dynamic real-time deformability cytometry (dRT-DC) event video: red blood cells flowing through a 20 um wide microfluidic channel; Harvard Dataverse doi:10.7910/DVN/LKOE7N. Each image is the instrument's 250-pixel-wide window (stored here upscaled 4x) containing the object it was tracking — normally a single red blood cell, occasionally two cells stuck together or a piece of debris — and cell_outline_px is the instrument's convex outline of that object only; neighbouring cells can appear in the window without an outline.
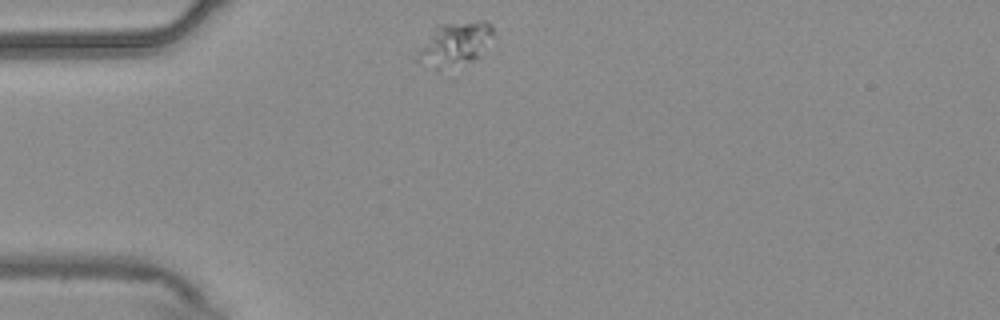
{"species": "common noctule bat (a hibernating species)", "species_latin": "Nyctalus noctula", "temperature_condition": "warm", "stored_images_in_passage": 44, "camera_frame_rate_fps": 3000, "um_per_image_px": 0.085, "animal": {"sex": "male", "body_mass_g": 20.4}, "frame": {"image": 1, "passage_image": 1, "time_ms": 0.0, "image_size_px": [1000, 320], "cell_outline_px": [[492, 32], [476, 60], [440, 72], [416, 60], [416, 48], [436, 24], [480, 20], [484, 20], [492, 24]], "centroid_in_image_um": [38.55, 3.76], "position_along_channel_um": 46.5, "area_um2": 19.88}}
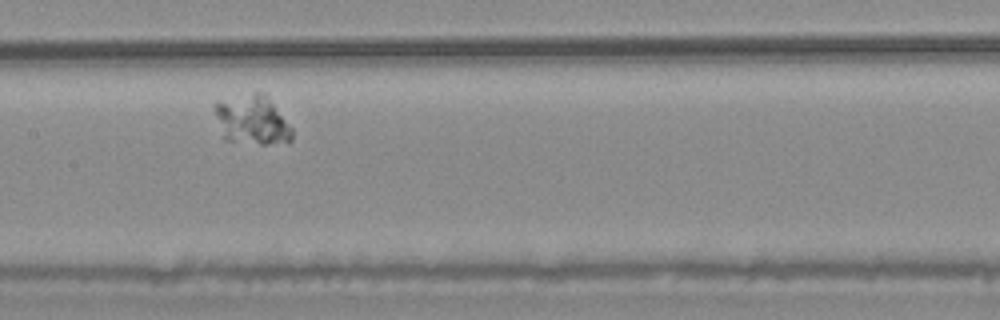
{"frame": {"image": 2, "passage_image": 15, "time_ms": 4.667, "image_size_px": [1000, 320], "cell_outline_px": [[292, 140], [264, 144], [260, 144], [224, 140], [212, 104], [216, 100], [256, 92], [264, 92], [268, 96], [292, 128]], "centroid_in_image_um": [21.39, 10.17], "position_along_channel_um": 186.0, "area_um2": 22.25}}
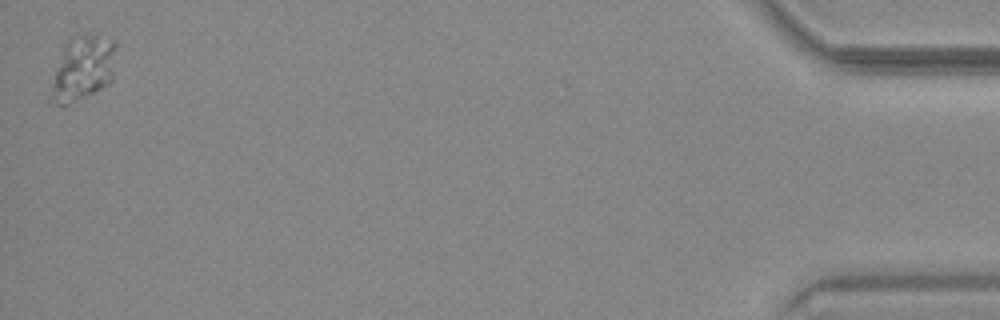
{"frame": {"image": 3, "passage_image": 44, "time_ms": 14.333, "image_size_px": [1000, 320], "cell_outline_px": [[116, 44], [112, 80], [108, 84], [64, 108], [56, 104], [48, 96], [64, 44], [68, 40], [84, 36], [88, 36], [116, 40]], "centroid_in_image_um": [7.02, 5.88], "position_along_channel_um": 428.2, "area_um2": 24.16}}